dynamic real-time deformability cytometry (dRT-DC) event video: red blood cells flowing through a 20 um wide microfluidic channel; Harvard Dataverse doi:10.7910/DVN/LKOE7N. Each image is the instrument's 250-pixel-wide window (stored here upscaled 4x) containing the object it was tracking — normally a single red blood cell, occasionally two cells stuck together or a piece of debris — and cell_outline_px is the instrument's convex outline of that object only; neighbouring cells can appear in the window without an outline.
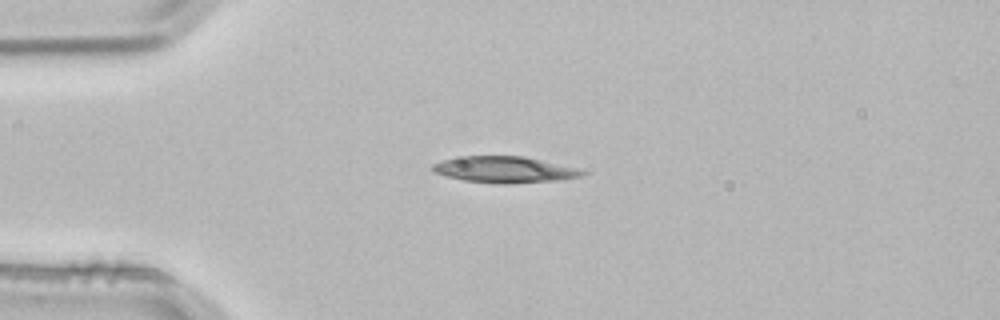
{"species": "common noctule bat (a hibernating species)", "species_latin": "Nyctalus noctula", "temperature_condition": "room temperature", "stored_images_in_passage": 2, "camera_frame_rate_fps": 3000, "um_per_image_px": 0.085, "animal": {"sex": "male", "body_mass_g": 21.5, "forearm_length_mm": 52.0}, "frame": {"image": 1, "passage_image": 2, "time_ms": 0.333, "image_size_px": [1000, 320], "cell_outline_px": [[584, 172], [580, 176], [560, 180], [504, 184], [500, 184], [464, 180], [444, 176], [432, 172], [432, 164], [444, 160], [464, 156], [524, 156], [580, 168]], "centroid_in_image_um": [42.87, 14.41], "position_along_channel_um": 42.1, "area_um2": 22.89}}